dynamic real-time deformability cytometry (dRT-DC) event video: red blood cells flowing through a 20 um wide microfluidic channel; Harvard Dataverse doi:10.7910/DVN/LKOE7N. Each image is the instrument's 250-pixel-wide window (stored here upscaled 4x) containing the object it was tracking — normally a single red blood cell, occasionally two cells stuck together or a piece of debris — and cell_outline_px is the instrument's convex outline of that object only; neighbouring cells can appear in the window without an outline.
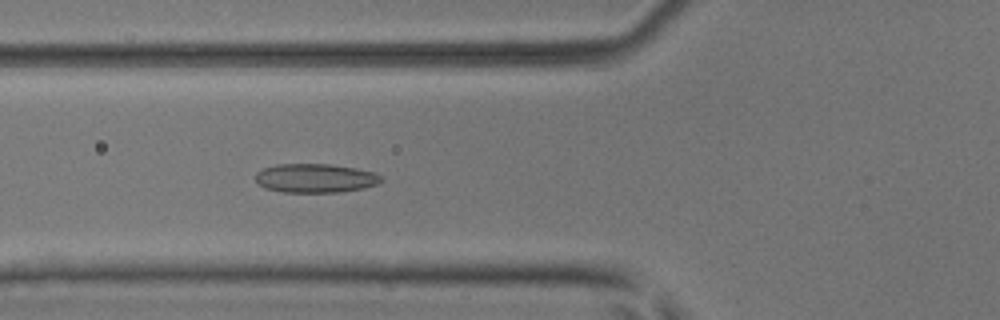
{"species": "common noctule bat (a hibernating species)", "species_latin": "Nyctalus noctula", "temperature_condition": "room temperature", "stored_images_in_passage": 54, "camera_frame_rate_fps": 3000, "um_per_image_px": 0.085, "animal": {"sex": "male", "body_mass_g": 17.9, "forearm_length_mm": 54.2}, "frame": {"image": 1, "passage_image": 21, "time_ms": 6.667, "image_size_px": [1000, 320], "cell_outline_px": [[384, 180], [376, 184], [364, 188], [340, 192], [284, 192], [264, 188], [256, 180], [256, 172], [264, 168], [276, 164], [332, 164], [356, 168], [372, 172], [380, 176]], "centroid_in_image_um": [26.8, 15.14], "position_along_channel_um": 99.0, "area_um2": 21.15}}
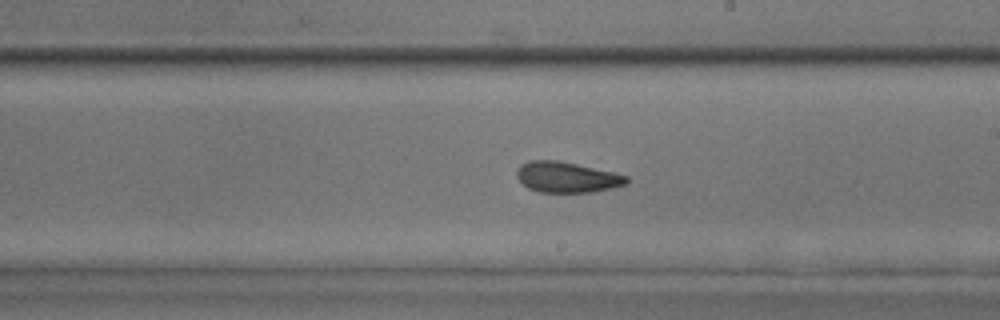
{"frame": {"image": 2, "passage_image": 32, "time_ms": 10.333, "image_size_px": [1000, 320], "cell_outline_px": [[628, 180], [624, 184], [592, 192], [540, 192], [528, 188], [516, 176], [516, 172], [520, 164], [528, 160], [556, 160], [576, 164], [612, 172], [628, 176]], "centroid_in_image_um": [48.12, 15.05], "position_along_channel_um": 240.9, "area_um2": 19.31}}
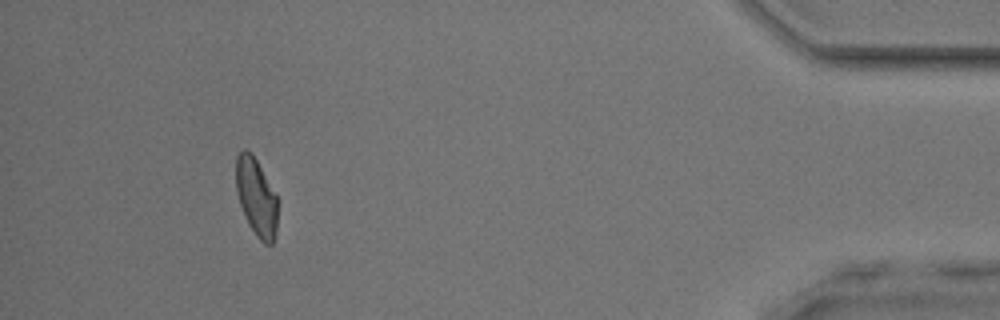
{"frame": {"image": 3, "passage_image": 50, "time_ms": 16.333, "image_size_px": [1000, 320], "cell_outline_px": [[276, 236], [272, 244], [264, 244], [256, 236], [248, 224], [244, 216], [236, 192], [236, 156], [244, 148], [248, 148], [252, 152], [276, 196]], "centroid_in_image_um": [21.75, 16.75], "position_along_channel_um": 413.4, "area_um2": 18.79}, "authors_computed_cell_mechanics": {"area_um2": 19.9699, "velocity_mm_per_s": 3.875, "shape_relaxation_time_tau1_ms": 10.3507, "shape_relaxation_time_tau2_ms": 2.5568, "deformation_change_tau1": 0.1613, "deformation_change_tau2": 0.0861}}